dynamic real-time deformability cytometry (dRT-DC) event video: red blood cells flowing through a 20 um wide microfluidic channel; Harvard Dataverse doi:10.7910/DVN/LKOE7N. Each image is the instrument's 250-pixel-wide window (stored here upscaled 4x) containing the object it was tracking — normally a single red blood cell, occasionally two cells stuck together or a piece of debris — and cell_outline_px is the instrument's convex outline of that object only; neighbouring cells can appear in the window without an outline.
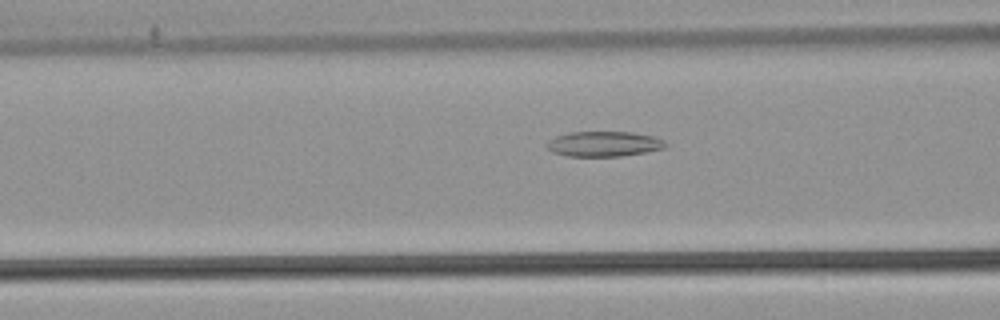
{"species": "common noctule bat (a hibernating species)", "species_latin": "Nyctalus noctula", "temperature_condition": "warm", "stored_images_in_passage": 34, "camera_frame_rate_fps": 3000, "um_per_image_px": 0.085, "animal": {"sex": "male", "body_mass_g": 21.5, "forearm_length_mm": 52.0}, "frame": {"image": 1, "passage_image": 8, "time_ms": 2.333, "image_size_px": [1000, 320], "cell_outline_px": [[668, 144], [664, 148], [644, 152], [620, 156], [568, 156], [552, 152], [544, 144], [548, 140], [556, 136], [572, 132], [632, 132], [652, 136], [664, 140]], "centroid_in_image_um": [51.31, 12.23], "position_along_channel_um": 115.3, "area_um2": 17.34}}
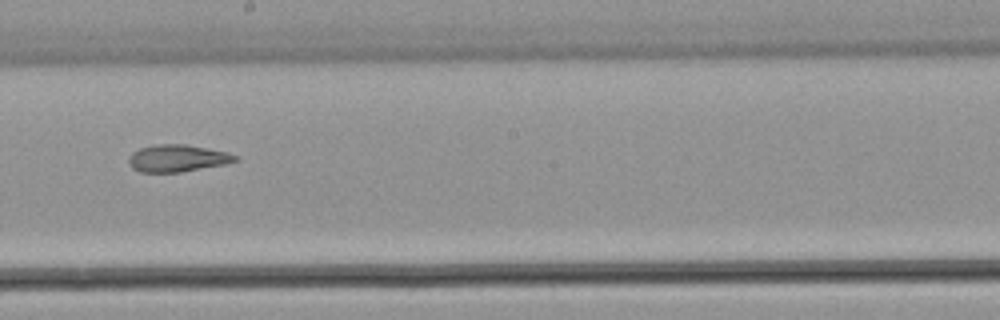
{"frame": {"image": 2, "passage_image": 17, "time_ms": 5.333, "image_size_px": [1000, 320], "cell_outline_px": [[240, 160], [224, 164], [180, 172], [140, 172], [132, 168], [128, 160], [128, 156], [132, 152], [140, 148], [156, 144], [184, 144], [228, 152], [236, 156]], "centroid_in_image_um": [15.05, 13.45], "position_along_channel_um": 233.1, "area_um2": 16.76}}
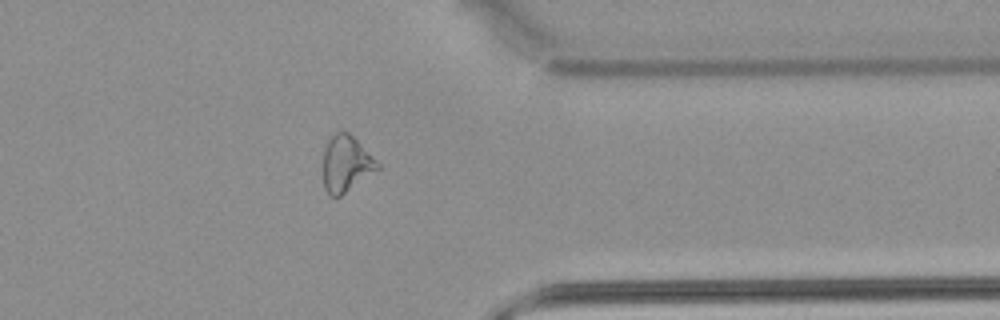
{"frame": {"image": 3, "passage_image": 29, "time_ms": 9.333, "image_size_px": [1000, 320], "cell_outline_px": [[380, 168], [340, 196], [328, 196], [324, 188], [324, 148], [328, 140], [336, 132], [348, 132], [380, 164]], "centroid_in_image_um": [29.4, 13.94], "position_along_channel_um": 382.0, "area_um2": 17.46}}